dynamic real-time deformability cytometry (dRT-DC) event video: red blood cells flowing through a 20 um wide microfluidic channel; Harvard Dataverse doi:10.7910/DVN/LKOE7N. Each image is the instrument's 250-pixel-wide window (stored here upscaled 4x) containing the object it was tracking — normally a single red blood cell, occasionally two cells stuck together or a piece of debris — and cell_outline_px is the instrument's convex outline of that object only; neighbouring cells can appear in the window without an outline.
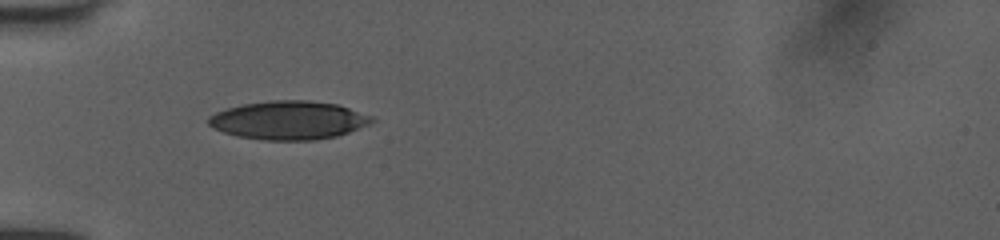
{"species": "human", "species_latin": "Homo sapiens", "temperature_condition": "room temperature", "stored_images_in_passage": 31, "camera_frame_rate_fps": 3000, "um_per_image_px": 0.085, "donor": {"sex": "female"}, "frame": {"image": 1, "passage_image": 1, "time_ms": 0.0, "image_size_px": [1000, 240], "cell_outline_px": [[376, 120], [368, 124], [348, 132], [336, 136], [316, 140], [268, 140], [240, 136], [224, 132], [212, 128], [208, 124], [208, 116], [216, 112], [228, 108], [244, 104], [272, 100], [308, 100], [336, 104], [372, 116]], "centroid_in_image_um": [24.52, 10.22], "position_along_channel_um": 60.5, "area_um2": 36.3}}
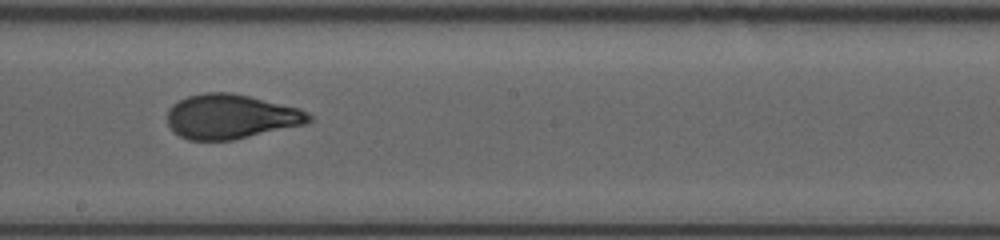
{"frame": {"image": 2, "passage_image": 14, "time_ms": 4.333, "image_size_px": [1000, 240], "cell_outline_px": [[316, 116], [312, 120], [304, 124], [232, 140], [188, 140], [172, 132], [168, 124], [168, 108], [172, 104], [188, 96], [204, 92], [232, 92], [300, 108]], "centroid_in_image_um": [19.62, 9.9], "position_along_channel_um": 228.6, "area_um2": 36.88}}
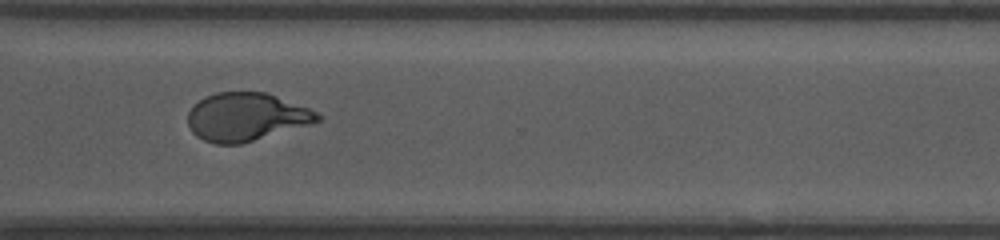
{"frame": {"image": 3, "passage_image": 23, "time_ms": 7.333, "image_size_px": [1000, 240], "cell_outline_px": [[324, 116], [320, 120], [312, 124], [240, 144], [216, 144], [204, 140], [196, 136], [192, 132], [188, 124], [188, 112], [192, 104], [204, 96], [216, 92], [264, 92], [276, 96], [308, 108]], "centroid_in_image_um": [20.9, 9.94], "position_along_channel_um": 349.7, "area_um2": 36.47}, "authors_computed_cell_mechanics": {"area_um2": 36.8764, "velocity_mm_per_s": 4.0549, "shape_relaxation_time_tau1_ms": 5.5169, "shape_relaxation_time_tau2_ms": 0.8327, "deformation_change_tau1": 0.2136, "deformation_change_tau2": 0.077}}